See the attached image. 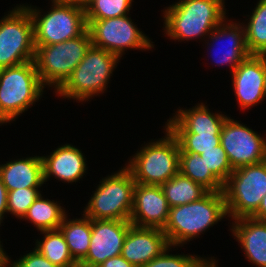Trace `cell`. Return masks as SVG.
<instances>
[{
    "instance_id": "4316f807",
    "label": "cell",
    "mask_w": 266,
    "mask_h": 267,
    "mask_svg": "<svg viewBox=\"0 0 266 267\" xmlns=\"http://www.w3.org/2000/svg\"><path fill=\"white\" fill-rule=\"evenodd\" d=\"M245 30L246 46L251 55L266 53V0H259L253 9Z\"/></svg>"
},
{
    "instance_id": "4fadbf2b",
    "label": "cell",
    "mask_w": 266,
    "mask_h": 267,
    "mask_svg": "<svg viewBox=\"0 0 266 267\" xmlns=\"http://www.w3.org/2000/svg\"><path fill=\"white\" fill-rule=\"evenodd\" d=\"M131 226L129 220L91 219L89 251L79 265H100L109 258L121 255Z\"/></svg>"
},
{
    "instance_id": "9a60e30c",
    "label": "cell",
    "mask_w": 266,
    "mask_h": 267,
    "mask_svg": "<svg viewBox=\"0 0 266 267\" xmlns=\"http://www.w3.org/2000/svg\"><path fill=\"white\" fill-rule=\"evenodd\" d=\"M265 73L266 58L263 55H250L235 68L232 83L239 107L249 109L265 99Z\"/></svg>"
},
{
    "instance_id": "5bb4252c",
    "label": "cell",
    "mask_w": 266,
    "mask_h": 267,
    "mask_svg": "<svg viewBox=\"0 0 266 267\" xmlns=\"http://www.w3.org/2000/svg\"><path fill=\"white\" fill-rule=\"evenodd\" d=\"M169 208L160 185L136 183L129 221L136 227L163 230L169 217Z\"/></svg>"
},
{
    "instance_id": "d6986e66",
    "label": "cell",
    "mask_w": 266,
    "mask_h": 267,
    "mask_svg": "<svg viewBox=\"0 0 266 267\" xmlns=\"http://www.w3.org/2000/svg\"><path fill=\"white\" fill-rule=\"evenodd\" d=\"M41 157L44 182L54 176L59 181L76 183L88 168L82 151L71 144L58 146L50 155Z\"/></svg>"
},
{
    "instance_id": "4dcf8cb0",
    "label": "cell",
    "mask_w": 266,
    "mask_h": 267,
    "mask_svg": "<svg viewBox=\"0 0 266 267\" xmlns=\"http://www.w3.org/2000/svg\"><path fill=\"white\" fill-rule=\"evenodd\" d=\"M171 247L168 246L159 256L153 258L143 267H202L208 261L197 255L169 254Z\"/></svg>"
},
{
    "instance_id": "e0dca14e",
    "label": "cell",
    "mask_w": 266,
    "mask_h": 267,
    "mask_svg": "<svg viewBox=\"0 0 266 267\" xmlns=\"http://www.w3.org/2000/svg\"><path fill=\"white\" fill-rule=\"evenodd\" d=\"M225 18L208 36L210 38V42L209 40H207L208 42H206L208 45H210V47L216 43L215 45H213L212 47H216V45L218 46L219 42H224L227 44H224L226 46L223 45V47L218 46V48L220 47L222 50V52L219 53H214L215 55H218L216 57L213 58V60L215 61V63L218 65V63L221 65L224 64H229V66L231 67V73L235 70V68L241 63L243 62L246 58H248L251 54L249 53L247 46H246V41H245V30L243 27L242 23H234L226 22ZM222 46V45H221ZM228 47V48H225ZM214 49V48H213ZM212 49V50H213ZM216 50V49H214ZM224 51V52H223ZM218 52V51H216ZM213 54V55H214ZM213 57V56H212Z\"/></svg>"
},
{
    "instance_id": "ffe728a7",
    "label": "cell",
    "mask_w": 266,
    "mask_h": 267,
    "mask_svg": "<svg viewBox=\"0 0 266 267\" xmlns=\"http://www.w3.org/2000/svg\"><path fill=\"white\" fill-rule=\"evenodd\" d=\"M231 232L250 263L266 267V221L252 217L235 219Z\"/></svg>"
},
{
    "instance_id": "74e56055",
    "label": "cell",
    "mask_w": 266,
    "mask_h": 267,
    "mask_svg": "<svg viewBox=\"0 0 266 267\" xmlns=\"http://www.w3.org/2000/svg\"><path fill=\"white\" fill-rule=\"evenodd\" d=\"M2 247L3 246L1 245V241H0V263H11L9 255H6V252L4 251Z\"/></svg>"
},
{
    "instance_id": "8992f818",
    "label": "cell",
    "mask_w": 266,
    "mask_h": 267,
    "mask_svg": "<svg viewBox=\"0 0 266 267\" xmlns=\"http://www.w3.org/2000/svg\"><path fill=\"white\" fill-rule=\"evenodd\" d=\"M52 9L47 13L24 5L33 20L35 47L52 45L79 37L87 30L85 8L51 0Z\"/></svg>"
},
{
    "instance_id": "30bf717a",
    "label": "cell",
    "mask_w": 266,
    "mask_h": 267,
    "mask_svg": "<svg viewBox=\"0 0 266 267\" xmlns=\"http://www.w3.org/2000/svg\"><path fill=\"white\" fill-rule=\"evenodd\" d=\"M35 49L31 15L16 6L0 20V69L34 61Z\"/></svg>"
},
{
    "instance_id": "484cf974",
    "label": "cell",
    "mask_w": 266,
    "mask_h": 267,
    "mask_svg": "<svg viewBox=\"0 0 266 267\" xmlns=\"http://www.w3.org/2000/svg\"><path fill=\"white\" fill-rule=\"evenodd\" d=\"M179 172L209 192L223 191L224 185L207 169L200 154L180 152Z\"/></svg>"
},
{
    "instance_id": "f35d334b",
    "label": "cell",
    "mask_w": 266,
    "mask_h": 267,
    "mask_svg": "<svg viewBox=\"0 0 266 267\" xmlns=\"http://www.w3.org/2000/svg\"><path fill=\"white\" fill-rule=\"evenodd\" d=\"M217 261L213 258L209 259L208 261L202 266V267H217L218 265L216 264Z\"/></svg>"
},
{
    "instance_id": "277c9868",
    "label": "cell",
    "mask_w": 266,
    "mask_h": 267,
    "mask_svg": "<svg viewBox=\"0 0 266 267\" xmlns=\"http://www.w3.org/2000/svg\"><path fill=\"white\" fill-rule=\"evenodd\" d=\"M164 129V138L142 146L125 165L136 183L161 186L179 173L178 140L167 127Z\"/></svg>"
},
{
    "instance_id": "2e32d148",
    "label": "cell",
    "mask_w": 266,
    "mask_h": 267,
    "mask_svg": "<svg viewBox=\"0 0 266 267\" xmlns=\"http://www.w3.org/2000/svg\"><path fill=\"white\" fill-rule=\"evenodd\" d=\"M169 243L165 233L158 228L131 226L125 238L121 256L135 267H143L159 256Z\"/></svg>"
},
{
    "instance_id": "8fae6325",
    "label": "cell",
    "mask_w": 266,
    "mask_h": 267,
    "mask_svg": "<svg viewBox=\"0 0 266 267\" xmlns=\"http://www.w3.org/2000/svg\"><path fill=\"white\" fill-rule=\"evenodd\" d=\"M92 45L122 57L126 49L154 48L153 42L140 31L128 15L104 20H86Z\"/></svg>"
},
{
    "instance_id": "d4e9b609",
    "label": "cell",
    "mask_w": 266,
    "mask_h": 267,
    "mask_svg": "<svg viewBox=\"0 0 266 267\" xmlns=\"http://www.w3.org/2000/svg\"><path fill=\"white\" fill-rule=\"evenodd\" d=\"M43 240L38 239L35 249L58 267H78V263L71 256L68 244L60 229L40 231Z\"/></svg>"
},
{
    "instance_id": "603a6c76",
    "label": "cell",
    "mask_w": 266,
    "mask_h": 267,
    "mask_svg": "<svg viewBox=\"0 0 266 267\" xmlns=\"http://www.w3.org/2000/svg\"><path fill=\"white\" fill-rule=\"evenodd\" d=\"M170 208L201 199L209 191L180 172L161 185Z\"/></svg>"
},
{
    "instance_id": "7a4b0ae2",
    "label": "cell",
    "mask_w": 266,
    "mask_h": 267,
    "mask_svg": "<svg viewBox=\"0 0 266 267\" xmlns=\"http://www.w3.org/2000/svg\"><path fill=\"white\" fill-rule=\"evenodd\" d=\"M225 0H179L163 12L170 39L188 41L208 36L225 18Z\"/></svg>"
},
{
    "instance_id": "5b68a950",
    "label": "cell",
    "mask_w": 266,
    "mask_h": 267,
    "mask_svg": "<svg viewBox=\"0 0 266 267\" xmlns=\"http://www.w3.org/2000/svg\"><path fill=\"white\" fill-rule=\"evenodd\" d=\"M44 88L34 61L0 69V116L7 123L15 121L39 101Z\"/></svg>"
},
{
    "instance_id": "ac0fdd59",
    "label": "cell",
    "mask_w": 266,
    "mask_h": 267,
    "mask_svg": "<svg viewBox=\"0 0 266 267\" xmlns=\"http://www.w3.org/2000/svg\"><path fill=\"white\" fill-rule=\"evenodd\" d=\"M173 117L167 119L165 127L172 134H220L228 116L211 113L208 106L197 104L190 109H179Z\"/></svg>"
},
{
    "instance_id": "7bdbcfd3",
    "label": "cell",
    "mask_w": 266,
    "mask_h": 267,
    "mask_svg": "<svg viewBox=\"0 0 266 267\" xmlns=\"http://www.w3.org/2000/svg\"><path fill=\"white\" fill-rule=\"evenodd\" d=\"M4 123L7 124V122L0 116V125Z\"/></svg>"
},
{
    "instance_id": "d590c367",
    "label": "cell",
    "mask_w": 266,
    "mask_h": 267,
    "mask_svg": "<svg viewBox=\"0 0 266 267\" xmlns=\"http://www.w3.org/2000/svg\"><path fill=\"white\" fill-rule=\"evenodd\" d=\"M251 217L257 220L266 221V195L262 198L258 210Z\"/></svg>"
},
{
    "instance_id": "f546056e",
    "label": "cell",
    "mask_w": 266,
    "mask_h": 267,
    "mask_svg": "<svg viewBox=\"0 0 266 267\" xmlns=\"http://www.w3.org/2000/svg\"><path fill=\"white\" fill-rule=\"evenodd\" d=\"M200 155L203 157L207 169L224 185L233 169L222 145L220 144L215 149L204 151Z\"/></svg>"
},
{
    "instance_id": "cb8c5ba5",
    "label": "cell",
    "mask_w": 266,
    "mask_h": 267,
    "mask_svg": "<svg viewBox=\"0 0 266 267\" xmlns=\"http://www.w3.org/2000/svg\"><path fill=\"white\" fill-rule=\"evenodd\" d=\"M64 209L57 201L44 199L40 193L22 219L33 223L39 231L55 230L67 214Z\"/></svg>"
},
{
    "instance_id": "6da1fadb",
    "label": "cell",
    "mask_w": 266,
    "mask_h": 267,
    "mask_svg": "<svg viewBox=\"0 0 266 267\" xmlns=\"http://www.w3.org/2000/svg\"><path fill=\"white\" fill-rule=\"evenodd\" d=\"M228 217L223 191L208 192L201 199L169 208V217L162 230L170 246H182Z\"/></svg>"
},
{
    "instance_id": "ab89813d",
    "label": "cell",
    "mask_w": 266,
    "mask_h": 267,
    "mask_svg": "<svg viewBox=\"0 0 266 267\" xmlns=\"http://www.w3.org/2000/svg\"><path fill=\"white\" fill-rule=\"evenodd\" d=\"M0 267H12V263H0Z\"/></svg>"
},
{
    "instance_id": "836d02e7",
    "label": "cell",
    "mask_w": 266,
    "mask_h": 267,
    "mask_svg": "<svg viewBox=\"0 0 266 267\" xmlns=\"http://www.w3.org/2000/svg\"><path fill=\"white\" fill-rule=\"evenodd\" d=\"M7 197H8V190L6 189L0 177V225L4 220V214L8 213Z\"/></svg>"
},
{
    "instance_id": "3957f363",
    "label": "cell",
    "mask_w": 266,
    "mask_h": 267,
    "mask_svg": "<svg viewBox=\"0 0 266 267\" xmlns=\"http://www.w3.org/2000/svg\"><path fill=\"white\" fill-rule=\"evenodd\" d=\"M119 60L117 55L91 45L85 57L55 93L79 102L103 94Z\"/></svg>"
},
{
    "instance_id": "f1b7e54d",
    "label": "cell",
    "mask_w": 266,
    "mask_h": 267,
    "mask_svg": "<svg viewBox=\"0 0 266 267\" xmlns=\"http://www.w3.org/2000/svg\"><path fill=\"white\" fill-rule=\"evenodd\" d=\"M179 143L180 152L202 154L220 145V134H173Z\"/></svg>"
},
{
    "instance_id": "9c48e42d",
    "label": "cell",
    "mask_w": 266,
    "mask_h": 267,
    "mask_svg": "<svg viewBox=\"0 0 266 267\" xmlns=\"http://www.w3.org/2000/svg\"><path fill=\"white\" fill-rule=\"evenodd\" d=\"M223 193L228 217H251L266 195V160L234 169Z\"/></svg>"
},
{
    "instance_id": "8d00e7d4",
    "label": "cell",
    "mask_w": 266,
    "mask_h": 267,
    "mask_svg": "<svg viewBox=\"0 0 266 267\" xmlns=\"http://www.w3.org/2000/svg\"><path fill=\"white\" fill-rule=\"evenodd\" d=\"M65 3H70L74 5H78L81 7L86 8V6L92 1V0H59Z\"/></svg>"
},
{
    "instance_id": "ba28073f",
    "label": "cell",
    "mask_w": 266,
    "mask_h": 267,
    "mask_svg": "<svg viewBox=\"0 0 266 267\" xmlns=\"http://www.w3.org/2000/svg\"><path fill=\"white\" fill-rule=\"evenodd\" d=\"M135 185L126 167L102 178L83 214L96 220H130Z\"/></svg>"
},
{
    "instance_id": "52a82bcc",
    "label": "cell",
    "mask_w": 266,
    "mask_h": 267,
    "mask_svg": "<svg viewBox=\"0 0 266 267\" xmlns=\"http://www.w3.org/2000/svg\"><path fill=\"white\" fill-rule=\"evenodd\" d=\"M92 45L86 30L79 37L52 45L35 47L34 63L41 83L56 91L71 75Z\"/></svg>"
},
{
    "instance_id": "1f68e13d",
    "label": "cell",
    "mask_w": 266,
    "mask_h": 267,
    "mask_svg": "<svg viewBox=\"0 0 266 267\" xmlns=\"http://www.w3.org/2000/svg\"><path fill=\"white\" fill-rule=\"evenodd\" d=\"M40 192L38 188H21L8 191V213L22 219Z\"/></svg>"
},
{
    "instance_id": "60d3db41",
    "label": "cell",
    "mask_w": 266,
    "mask_h": 267,
    "mask_svg": "<svg viewBox=\"0 0 266 267\" xmlns=\"http://www.w3.org/2000/svg\"><path fill=\"white\" fill-rule=\"evenodd\" d=\"M78 267H101L100 265H78Z\"/></svg>"
},
{
    "instance_id": "44dd1931",
    "label": "cell",
    "mask_w": 266,
    "mask_h": 267,
    "mask_svg": "<svg viewBox=\"0 0 266 267\" xmlns=\"http://www.w3.org/2000/svg\"><path fill=\"white\" fill-rule=\"evenodd\" d=\"M0 177L8 191L39 188L44 184L41 156L14 159L0 165Z\"/></svg>"
},
{
    "instance_id": "b9f144b4",
    "label": "cell",
    "mask_w": 266,
    "mask_h": 267,
    "mask_svg": "<svg viewBox=\"0 0 266 267\" xmlns=\"http://www.w3.org/2000/svg\"><path fill=\"white\" fill-rule=\"evenodd\" d=\"M264 95L266 97V73H265V81H264Z\"/></svg>"
},
{
    "instance_id": "7c38bea8",
    "label": "cell",
    "mask_w": 266,
    "mask_h": 267,
    "mask_svg": "<svg viewBox=\"0 0 266 267\" xmlns=\"http://www.w3.org/2000/svg\"><path fill=\"white\" fill-rule=\"evenodd\" d=\"M220 144L233 170L266 160V139L230 117L222 126Z\"/></svg>"
},
{
    "instance_id": "e575fe53",
    "label": "cell",
    "mask_w": 266,
    "mask_h": 267,
    "mask_svg": "<svg viewBox=\"0 0 266 267\" xmlns=\"http://www.w3.org/2000/svg\"><path fill=\"white\" fill-rule=\"evenodd\" d=\"M101 267H135L133 264L128 262L121 255L114 256L113 258L107 259L105 262L100 264Z\"/></svg>"
},
{
    "instance_id": "7402d4cb",
    "label": "cell",
    "mask_w": 266,
    "mask_h": 267,
    "mask_svg": "<svg viewBox=\"0 0 266 267\" xmlns=\"http://www.w3.org/2000/svg\"><path fill=\"white\" fill-rule=\"evenodd\" d=\"M64 216L59 229L63 233L73 259L79 264L87 255L91 239V219L83 214L79 219Z\"/></svg>"
},
{
    "instance_id": "d6a6232c",
    "label": "cell",
    "mask_w": 266,
    "mask_h": 267,
    "mask_svg": "<svg viewBox=\"0 0 266 267\" xmlns=\"http://www.w3.org/2000/svg\"><path fill=\"white\" fill-rule=\"evenodd\" d=\"M12 267H58L41 255L35 248L12 262Z\"/></svg>"
},
{
    "instance_id": "83f0119b",
    "label": "cell",
    "mask_w": 266,
    "mask_h": 267,
    "mask_svg": "<svg viewBox=\"0 0 266 267\" xmlns=\"http://www.w3.org/2000/svg\"><path fill=\"white\" fill-rule=\"evenodd\" d=\"M133 0H92L85 8L86 20L129 15Z\"/></svg>"
}]
</instances>
